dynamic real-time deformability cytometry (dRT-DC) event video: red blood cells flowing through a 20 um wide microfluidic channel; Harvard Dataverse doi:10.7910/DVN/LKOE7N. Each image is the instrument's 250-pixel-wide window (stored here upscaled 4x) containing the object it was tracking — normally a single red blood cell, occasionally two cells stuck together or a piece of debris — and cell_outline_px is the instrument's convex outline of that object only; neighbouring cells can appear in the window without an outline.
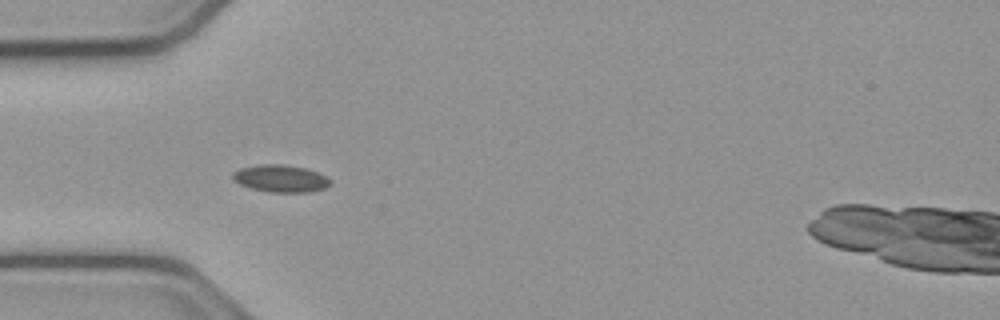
{"species": "common noctule bat (a hibernating species)", "species_latin": "Nyctalus noctula", "temperature_condition": "cold", "stored_images_in_passage": 40, "segment_of_instrument_passage": [1, 2], "camera_frame_rate_fps": 3000, "um_per_image_px": 0.085, "animal": {"sex": "male", "body_mass_g": 23.1, "forearm_length_mm": 52.7}, "frame": {"image": 1, "passage_image": 1, "time_ms": 0.0, "image_size_px": [1000, 320], "cell_outline_px": [[332, 184], [324, 188], [308, 192], [268, 192], [252, 188], [240, 184], [232, 180], [232, 172], [240, 168], [260, 164], [284, 164], [304, 168], [328, 176], [332, 180]], "centroid_in_image_um": [23.86, 15.17], "position_along_channel_um": 61.1, "area_um2": 15.61}}
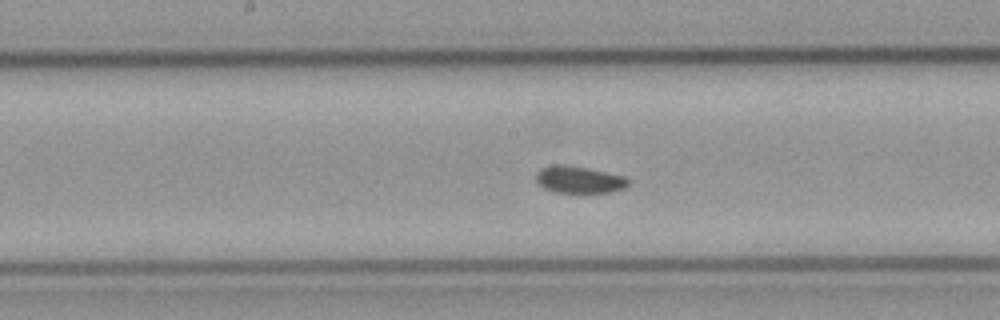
{"frame": {"image": 2, "passage_image": 12, "time_ms": 3.667, "image_size_px": [1000, 320], "cell_outline_px": [[632, 180], [624, 188], [608, 192], [556, 192], [544, 188], [536, 184], [536, 172], [540, 168], [552, 164], [568, 164], [588, 168], [624, 176]], "centroid_in_image_um": [49.18, 15.25], "position_along_channel_um": 199.0, "area_um2": 14.68}}
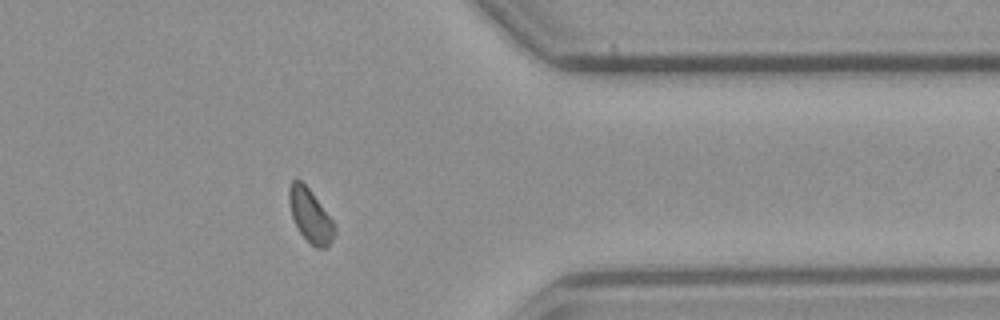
{"frame": {"image": 3, "passage_image": 28, "time_ms": 9.0, "image_size_px": [1000, 320], "cell_outline_px": [[336, 232], [328, 248], [316, 248], [300, 232], [292, 216], [288, 200], [288, 188], [292, 180], [296, 176], [308, 188], [336, 224]], "centroid_in_image_um": [26.38, 18.31], "position_along_channel_um": 385.0, "area_um2": 14.16}}